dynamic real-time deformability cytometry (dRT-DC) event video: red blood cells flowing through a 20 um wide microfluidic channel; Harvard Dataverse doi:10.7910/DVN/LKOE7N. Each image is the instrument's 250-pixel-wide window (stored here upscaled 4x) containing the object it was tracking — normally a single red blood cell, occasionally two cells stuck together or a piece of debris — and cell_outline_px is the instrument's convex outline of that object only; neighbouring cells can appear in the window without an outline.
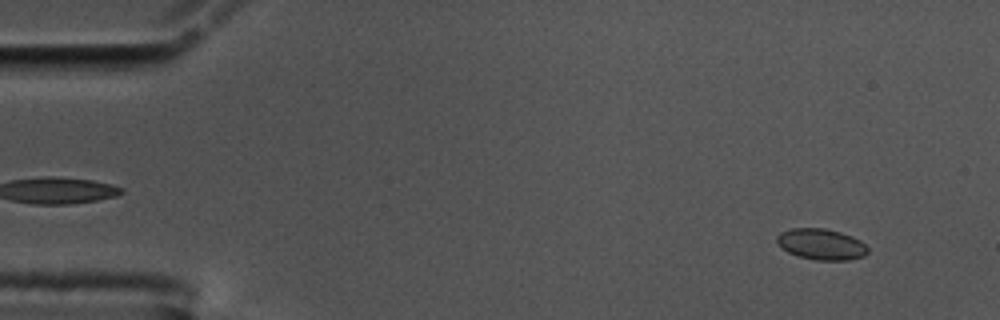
{"species": "common noctule bat (a hibernating species)", "species_latin": "Nyctalus noctula", "temperature_condition": "cold", "stored_images_in_passage": 58, "camera_frame_rate_fps": 3000, "um_per_image_px": 0.085, "animal": {"sex": "male", "body_mass_g": 17.5, "forearm_length_mm": 52.3}, "frame": {"image": 1, "passage_image": 6, "time_ms": 1.667, "image_size_px": [1000, 320], "cell_outline_px": [[868, 252], [864, 256], [848, 260], [816, 260], [796, 256], [788, 252], [776, 240], [776, 236], [780, 232], [792, 228], [824, 228], [840, 232], [852, 236], [860, 240], [868, 248]], "centroid_in_image_um": [69.81, 20.76], "position_along_channel_um": 15.2, "area_um2": 16.42}}
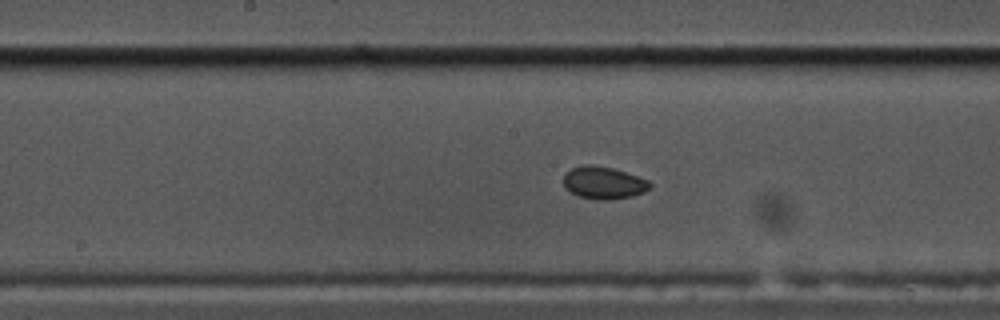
{"frame": {"image": 2, "passage_image": 30, "time_ms": 9.667, "image_size_px": [1000, 320], "cell_outline_px": [[652, 188], [644, 192], [632, 196], [612, 200], [596, 200], [576, 196], [564, 188], [564, 172], [572, 168], [584, 164], [592, 164], [616, 168], [648, 180], [652, 184]], "centroid_in_image_um": [51.3, 15.53], "position_along_channel_um": 196.9, "area_um2": 16.82}}
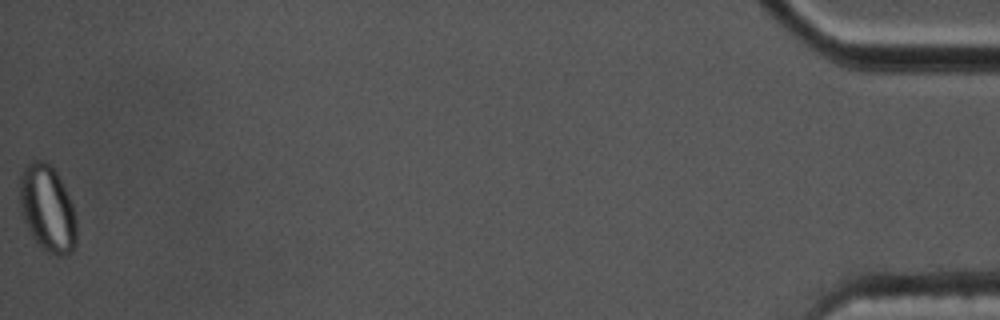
{"frame": {"image": 3, "passage_image": 58, "time_ms": 19.0, "image_size_px": [1000, 320], "cell_outline_px": [[76, 248], [72, 252], [64, 256], [56, 256], [48, 252], [28, 232], [20, 212], [20, 172], [32, 160], [44, 160], [52, 164], [72, 204], [76, 220]], "centroid_in_image_um": [4.02, 17.73], "position_along_channel_um": 431.2, "area_um2": 28.84}, "authors_computed_cell_mechanics": {"area_um2": 16.2129, "velocity_mm_per_s": 3.5678, "shape_relaxation_time_tau1_ms": 8.9878, "shape_relaxation_time_tau2_ms": null, "deformation_change_tau1": 0.0857, "deformation_change_tau2": null}}